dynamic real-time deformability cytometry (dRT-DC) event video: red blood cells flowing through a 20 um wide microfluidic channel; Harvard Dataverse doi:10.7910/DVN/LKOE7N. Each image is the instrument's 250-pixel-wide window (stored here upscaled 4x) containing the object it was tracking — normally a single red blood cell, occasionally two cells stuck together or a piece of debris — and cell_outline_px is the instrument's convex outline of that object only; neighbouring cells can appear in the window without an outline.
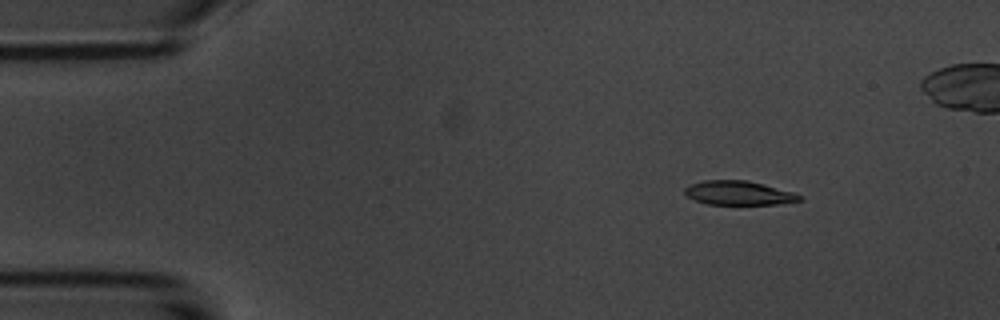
{"species": "common noctule bat (a hibernating species)", "species_latin": "Nyctalus noctula", "temperature_condition": "room temperature", "stored_images_in_passage": 5, "camera_frame_rate_fps": 3000, "um_per_image_px": 0.085, "animal": {"sex": "male", "body_mass_g": 20.1, "forearm_length_mm": 53.5}, "frame": {"image": 1, "passage_image": 2, "time_ms": 1.0, "image_size_px": [1000, 320], "cell_outline_px": [[804, 200], [780, 204], [708, 204], [696, 200], [688, 196], [684, 192], [684, 188], [688, 184], [704, 180], [748, 180], [764, 184], [792, 192], [804, 196]], "centroid_in_image_um": [62.81, 16.39], "position_along_channel_um": 22.2, "area_um2": 16.18}}